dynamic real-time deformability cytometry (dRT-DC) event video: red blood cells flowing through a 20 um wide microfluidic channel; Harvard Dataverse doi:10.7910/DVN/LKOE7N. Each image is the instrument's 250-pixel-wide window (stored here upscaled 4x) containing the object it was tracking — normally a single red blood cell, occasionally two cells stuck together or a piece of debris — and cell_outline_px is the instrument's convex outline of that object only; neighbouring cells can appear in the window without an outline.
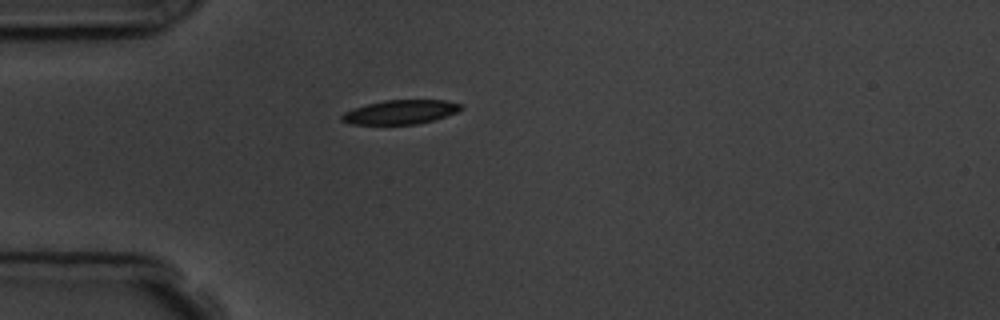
{"species": "common noctule bat (a hibernating species)", "species_latin": "Nyctalus noctula", "temperature_condition": "room temperature", "stored_images_in_passage": 5, "camera_frame_rate_fps": 3000, "um_per_image_px": 0.085, "animal": {"sex": "male", "body_mass_g": 19.5, "forearm_length_mm": 54.6}, "frame": {"image": 1, "passage_image": 5, "time_ms": 4.667, "image_size_px": [1000, 320], "cell_outline_px": [[464, 108], [456, 112], [432, 120], [416, 124], [352, 124], [340, 120], [340, 116], [344, 112], [368, 104], [384, 100], [444, 100], [460, 104]], "centroid_in_image_um": [34.02, 9.52], "position_along_channel_um": 51.0, "area_um2": 16.47}}